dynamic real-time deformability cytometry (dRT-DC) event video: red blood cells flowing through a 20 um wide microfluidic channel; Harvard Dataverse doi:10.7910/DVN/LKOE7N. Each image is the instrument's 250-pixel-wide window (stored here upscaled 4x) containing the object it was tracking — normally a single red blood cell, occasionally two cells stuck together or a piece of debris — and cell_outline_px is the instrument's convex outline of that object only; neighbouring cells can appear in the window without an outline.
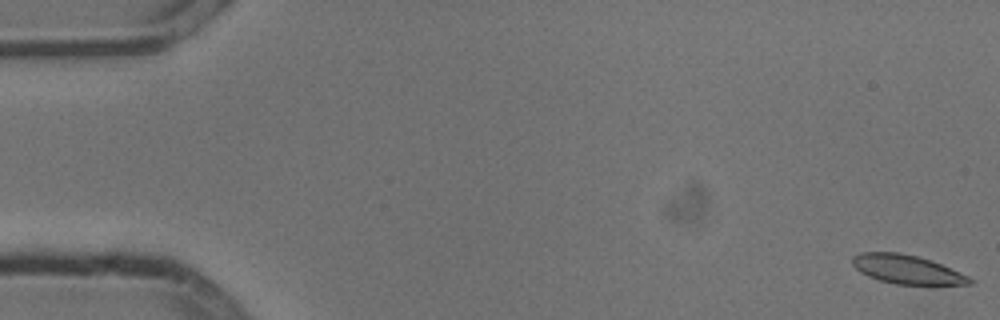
{"species": "common noctule bat (a hibernating species)", "species_latin": "Nyctalus noctula", "temperature_condition": "cold", "stored_images_in_passage": 54, "camera_frame_rate_fps": 3000, "um_per_image_px": 0.085, "animal": {"sex": "male", "body_mass_g": 13.3}, "frame": {"image": 1, "passage_image": 1, "time_ms": 0.0, "image_size_px": [1000, 320], "cell_outline_px": [[976, 280], [972, 284], [896, 284], [880, 280], [868, 276], [860, 272], [852, 264], [852, 256], [860, 252], [900, 252], [932, 260], [968, 276]], "centroid_in_image_um": [77.07, 22.89], "position_along_channel_um": 7.9, "area_um2": 19.65}}
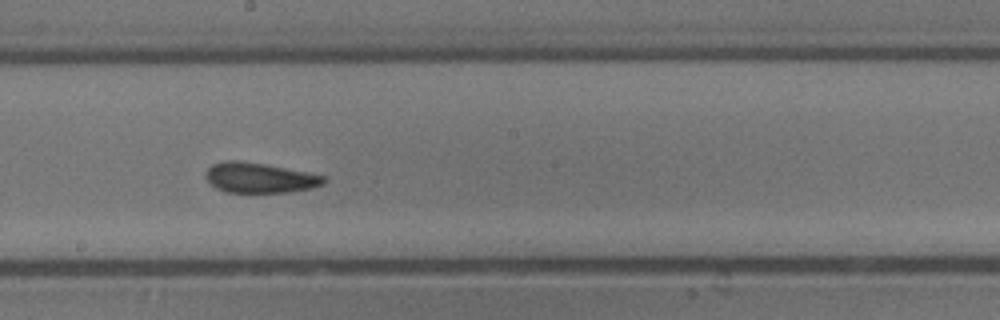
{"frame": {"image": 2, "passage_image": 30, "time_ms": 9.667, "image_size_px": [1000, 320], "cell_outline_px": [[328, 180], [324, 184], [312, 188], [292, 192], [224, 192], [216, 188], [204, 176], [204, 172], [212, 164], [224, 160], [236, 160], [264, 164], [308, 172], [324, 176]], "centroid_in_image_um": [22.07, 15.11], "position_along_channel_um": 226.1, "area_um2": 20.87}}
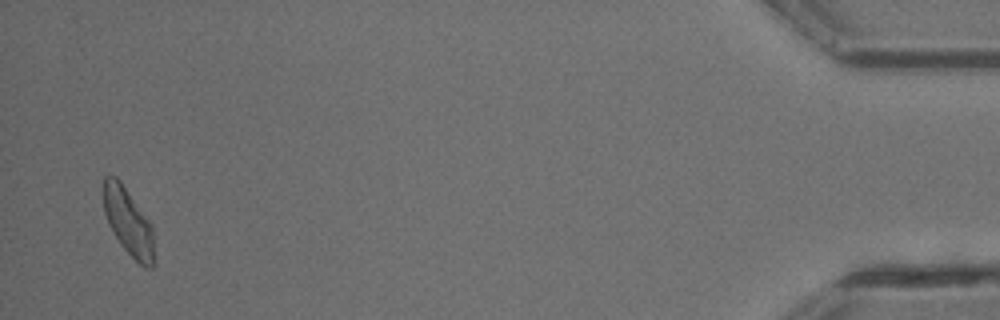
{"frame": {"image": 3, "passage_image": 53, "time_ms": 17.333, "image_size_px": [1000, 320], "cell_outline_px": [[156, 264], [152, 268], [144, 268], [120, 244], [112, 232], [108, 224], [104, 212], [104, 176], [116, 176], [120, 180], [152, 224]], "centroid_in_image_um": [10.95, 18.91], "position_along_channel_um": 424.3, "area_um2": 20.06}, "authors_computed_cell_mechanics": {"area_um2": 20.5479, "velocity_mm_per_s": 3.7694, "shape_relaxation_time_tau1_ms": null, "shape_relaxation_time_tau2_ms": 1.5983, "deformation_change_tau1": null, "deformation_change_tau2": 0.0843}}